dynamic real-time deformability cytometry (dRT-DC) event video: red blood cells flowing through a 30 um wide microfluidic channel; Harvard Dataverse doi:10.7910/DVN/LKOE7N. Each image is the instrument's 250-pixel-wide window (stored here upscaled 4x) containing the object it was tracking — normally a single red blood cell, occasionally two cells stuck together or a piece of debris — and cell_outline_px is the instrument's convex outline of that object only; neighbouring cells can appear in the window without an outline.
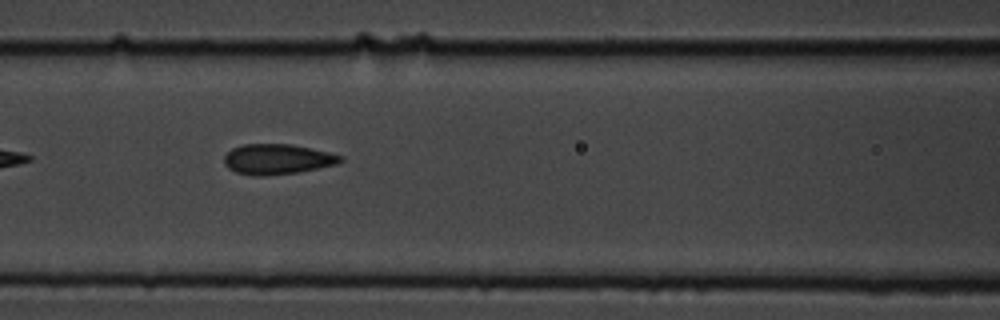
{"species": "common noctule bat (a hibernating species)", "species_latin": "Nyctalus noctula", "temperature_condition": "cold", "stored_images_in_passage": 7, "segment_of_instrument_passage": [1, 2], "camera_frame_rate_fps": 3000, "um_per_image_px": 0.085, "animal": {"sex": "male", "body_mass_g": 19.5, "forearm_length_mm": 54.6}, "frame": {"image": 1, "passage_image": 5, "time_ms": 1.333, "image_size_px": [1000, 320], "cell_outline_px": [[344, 160], [336, 164], [300, 172], [264, 176], [252, 176], [236, 172], [228, 168], [224, 164], [224, 156], [232, 148], [244, 144], [292, 144], [328, 152], [344, 156]], "centroid_in_image_um": [23.57, 13.54], "position_along_channel_um": 143.0, "area_um2": 20.63}}
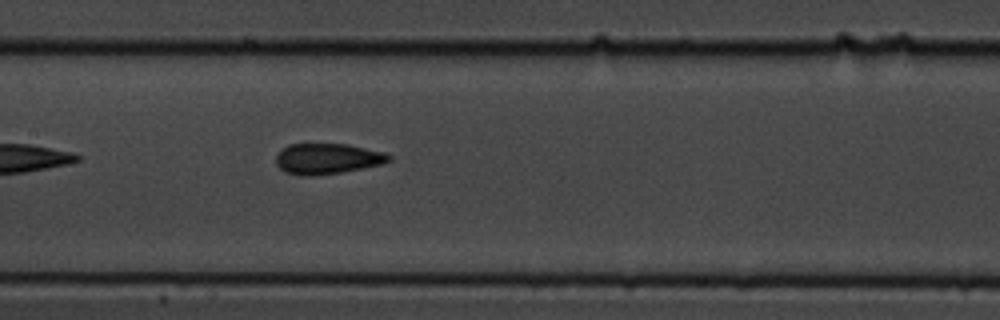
{"frame": {"image": 2, "passage_image": 6, "time_ms": 1.667, "image_size_px": [1000, 320], "cell_outline_px": [[392, 160], [384, 164], [340, 172], [312, 176], [308, 176], [284, 172], [276, 164], [276, 156], [280, 148], [288, 144], [348, 144], [384, 152], [392, 156]], "centroid_in_image_um": [27.82, 13.48], "position_along_channel_um": 179.6, "area_um2": 20.29}}